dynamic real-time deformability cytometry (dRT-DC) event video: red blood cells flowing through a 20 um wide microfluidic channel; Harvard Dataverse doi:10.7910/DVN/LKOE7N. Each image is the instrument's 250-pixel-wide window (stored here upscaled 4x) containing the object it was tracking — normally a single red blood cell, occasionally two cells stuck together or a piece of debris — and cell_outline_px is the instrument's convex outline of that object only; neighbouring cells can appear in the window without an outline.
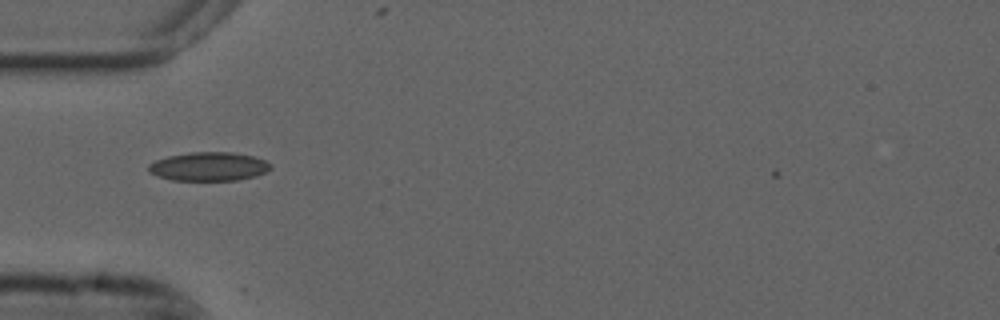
{"species": "common noctule bat (a hibernating species)", "species_latin": "Nyctalus noctula", "temperature_condition": "cold", "stored_images_in_passage": 10, "camera_frame_rate_fps": 3000, "um_per_image_px": 0.085, "animal": {"sex": "male", "forearm_length_mm": 52.5}, "frame": {"image": 1, "passage_image": 1, "time_ms": 0.0, "image_size_px": [1000, 320], "cell_outline_px": [[272, 168], [256, 176], [236, 180], [172, 180], [148, 172], [148, 164], [156, 160], [168, 156], [192, 152], [232, 152], [252, 156], [264, 160], [272, 164]], "centroid_in_image_um": [17.75, 14.15], "position_along_channel_um": 67.2, "area_um2": 20.35}}
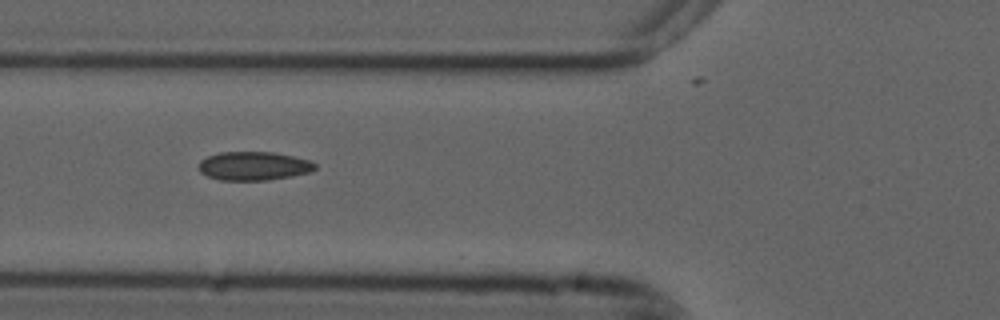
{"frame": {"image": 2, "passage_image": 4, "time_ms": 1.0, "image_size_px": [1000, 320], "cell_outline_px": [[316, 168], [308, 172], [292, 176], [268, 180], [220, 180], [208, 176], [200, 172], [200, 160], [208, 156], [220, 152], [272, 152], [292, 156], [308, 160], [316, 164]], "centroid_in_image_um": [21.55, 14.11], "position_along_channel_um": 104.2, "area_um2": 19.25}}
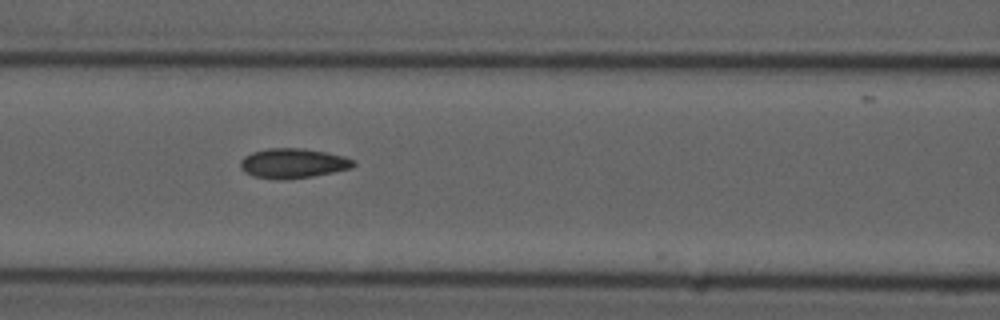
{"frame": {"image": 3, "passage_image": 7, "time_ms": 2.0, "image_size_px": [1000, 320], "cell_outline_px": [[356, 164], [352, 168], [312, 176], [252, 176], [244, 172], [240, 168], [240, 160], [244, 156], [252, 152], [268, 148], [300, 148], [324, 152], [344, 156], [356, 160]], "centroid_in_image_um": [24.93, 13.82], "position_along_channel_um": 141.7, "area_um2": 18.79}}